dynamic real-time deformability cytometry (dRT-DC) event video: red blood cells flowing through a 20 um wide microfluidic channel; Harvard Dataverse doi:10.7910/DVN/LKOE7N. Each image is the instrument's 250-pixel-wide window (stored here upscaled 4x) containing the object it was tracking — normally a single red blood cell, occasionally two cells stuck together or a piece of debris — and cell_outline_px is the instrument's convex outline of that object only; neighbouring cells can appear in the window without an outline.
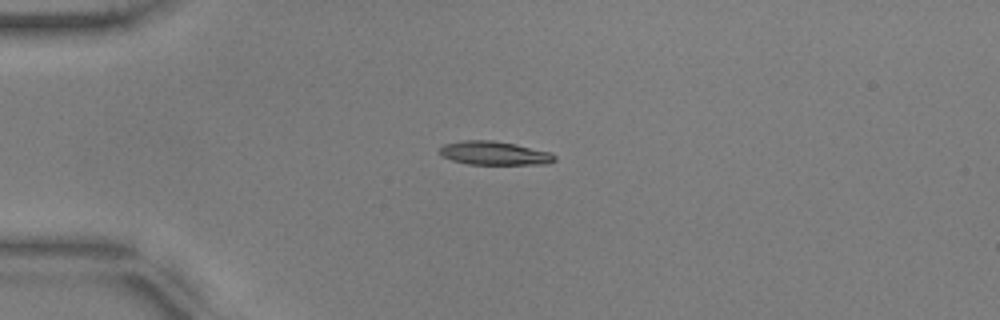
{"species": "common noctule bat (a hibernating species)", "species_latin": "Nyctalus noctula", "temperature_condition": "warm", "stored_images_in_passage": 20, "camera_frame_rate_fps": 3000, "um_per_image_px": 0.085, "animal": {"sex": "male", "body_mass_g": 17.9, "forearm_length_mm": 54.2}, "frame": {"image": 1, "passage_image": 1, "time_ms": 0.0, "image_size_px": [1000, 320], "cell_outline_px": [[556, 160], [548, 164], [468, 164], [452, 160], [440, 156], [440, 148], [444, 144], [460, 140], [492, 140], [516, 144], [552, 152], [556, 156]], "centroid_in_image_um": [42.03, 13.01], "position_along_channel_um": 43.0, "area_um2": 16.01}}
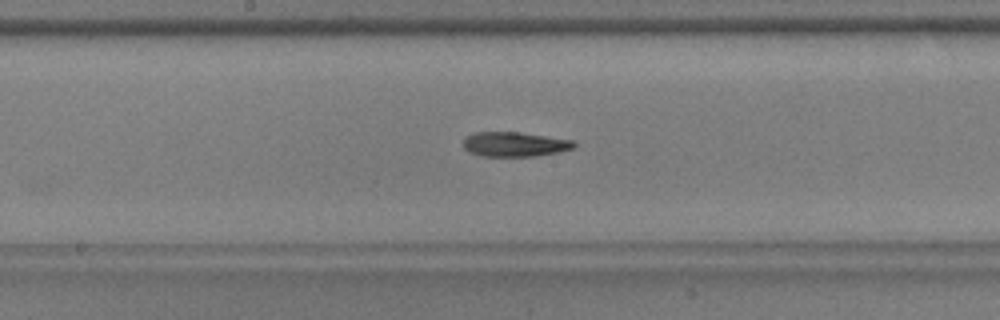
{"frame": {"image": 2, "passage_image": 16, "time_ms": 5.0, "image_size_px": [1000, 320], "cell_outline_px": [[576, 148], [560, 152], [536, 156], [480, 156], [468, 152], [464, 148], [464, 136], [472, 132], [520, 132], [572, 140], [576, 144]], "centroid_in_image_um": [43.73, 12.26], "position_along_channel_um": 204.5, "area_um2": 16.13}}
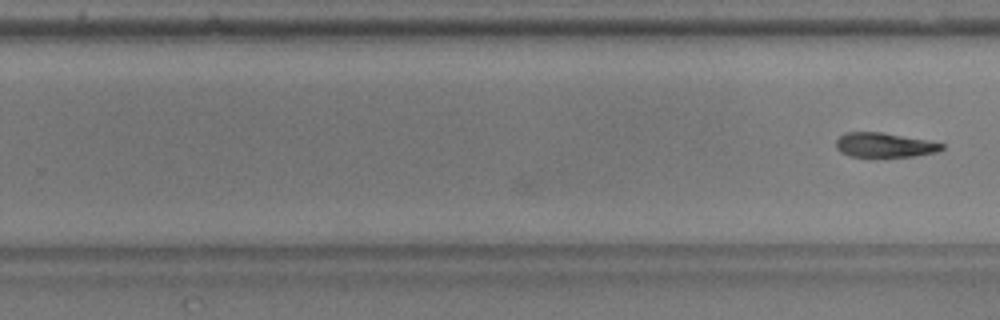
{"frame": {"image": 3, "passage_image": 20, "time_ms": 6.333, "image_size_px": [1000, 320], "cell_outline_px": [[944, 148], [936, 152], [916, 156], [848, 156], [840, 152], [836, 148], [836, 140], [844, 132], [880, 132], [924, 140], [944, 144]], "centroid_in_image_um": [75.13, 12.33], "position_along_channel_um": 254.7, "area_um2": 14.85}}